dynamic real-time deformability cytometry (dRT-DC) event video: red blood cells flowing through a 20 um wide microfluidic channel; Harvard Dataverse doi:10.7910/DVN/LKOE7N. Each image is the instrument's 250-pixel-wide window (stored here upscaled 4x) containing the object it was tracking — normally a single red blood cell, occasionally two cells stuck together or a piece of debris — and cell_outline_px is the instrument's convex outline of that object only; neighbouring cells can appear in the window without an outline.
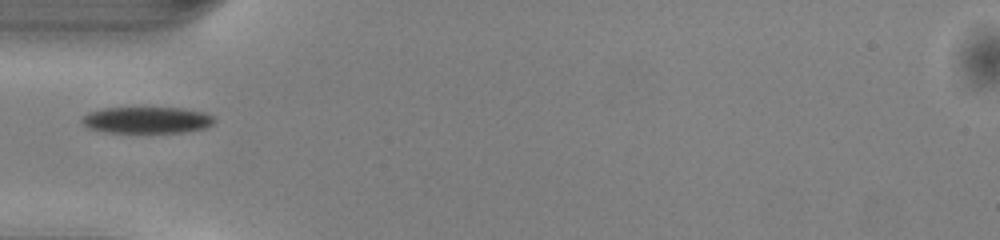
{"species": "common noctule bat (a hibernating species)", "species_latin": "Nyctalus noctula", "temperature_condition": "warm", "stored_images_in_passage": 35, "camera_frame_rate_fps": 3000, "um_per_image_px": 0.085, "animal": {"sex": "male", "body_mass_g": 13.0, "forearm_length_mm": 53.1}, "frame": {"image": 1, "passage_image": 1, "time_ms": 0.0, "image_size_px": [1000, 240], "cell_outline_px": [[216, 120], [212, 124], [204, 128], [184, 132], [108, 132], [88, 128], [80, 120], [88, 112], [104, 108], [180, 108], [204, 112], [212, 116]], "centroid_in_image_um": [12.48, 10.2], "position_along_channel_um": 72.5, "area_um2": 20.23}}
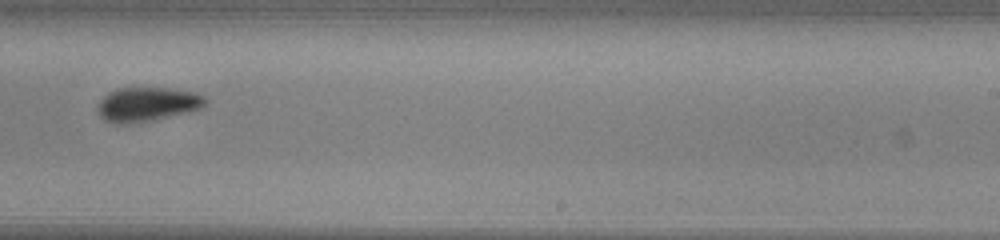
{"frame": {"image": 2, "passage_image": 16, "time_ms": 5.0, "image_size_px": [1000, 240], "cell_outline_px": [[208, 104], [200, 108], [152, 120], [124, 124], [112, 124], [104, 120], [100, 116], [96, 108], [100, 100], [108, 92], [116, 88], [168, 88], [192, 92], [204, 96], [208, 100]], "centroid_in_image_um": [12.46, 8.86], "position_along_channel_um": 276.5, "area_um2": 21.39}}
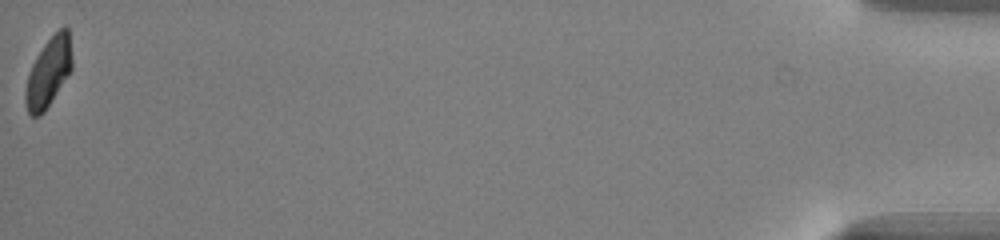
{"frame": {"image": 3, "passage_image": 35, "time_ms": 11.333, "image_size_px": [1000, 240], "cell_outline_px": [[72, 68], [44, 112], [40, 116], [32, 116], [28, 112], [24, 100], [24, 92], [28, 72], [36, 56], [44, 44], [64, 24], [68, 28], [72, 56]], "centroid_in_image_um": [4.1, 6.13], "position_along_channel_um": 431.1, "area_um2": 18.73}}